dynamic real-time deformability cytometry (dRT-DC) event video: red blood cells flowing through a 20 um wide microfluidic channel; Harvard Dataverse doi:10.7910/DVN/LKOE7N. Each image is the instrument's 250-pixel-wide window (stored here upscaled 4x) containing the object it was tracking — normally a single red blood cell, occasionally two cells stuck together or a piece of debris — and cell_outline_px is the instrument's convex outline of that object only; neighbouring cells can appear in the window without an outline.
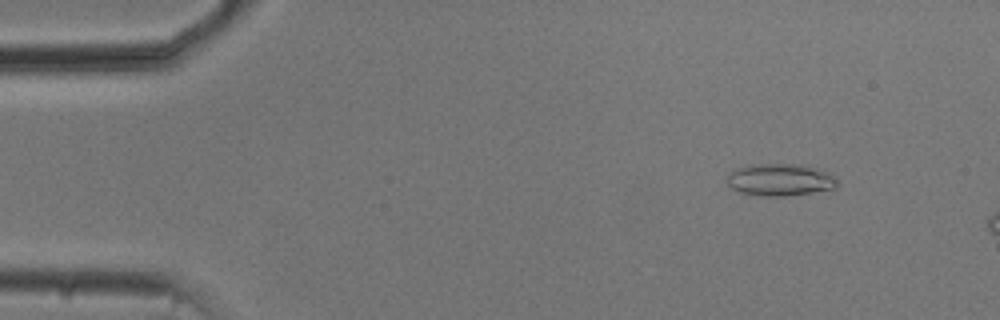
{"species": "common noctule bat (a hibernating species)", "species_latin": "Nyctalus noctula", "temperature_condition": "cold", "stored_images_in_passage": 28, "camera_frame_rate_fps": 3000, "um_per_image_px": 0.085, "animal": {"sex": "male", "body_mass_g": 20.5, "forearm_length_mm": 52.5}, "frame": {"image": 1, "passage_image": 6, "time_ms": 1.667, "image_size_px": [1000, 320], "cell_outline_px": [[840, 184], [836, 188], [812, 192], [784, 196], [764, 196], [740, 192], [732, 188], [728, 184], [728, 172], [736, 168], [752, 164], [800, 164], [832, 172], [836, 176]], "centroid_in_image_um": [66.37, 15.27], "position_along_channel_um": 18.6, "area_um2": 20.92}}
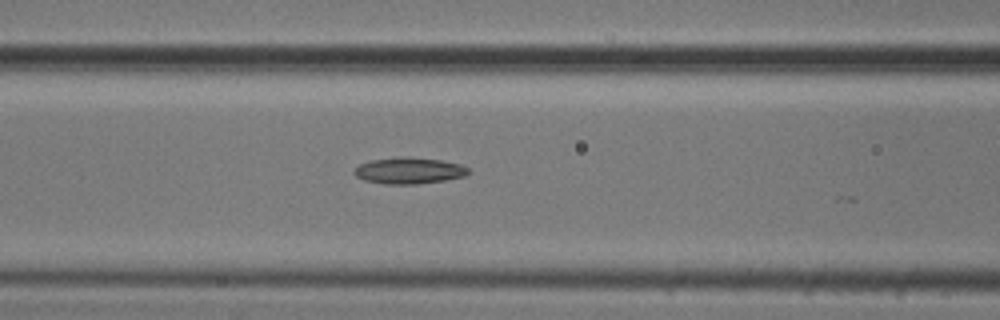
{"frame": {"image": 2, "passage_image": 22, "time_ms": 7.0, "image_size_px": [1000, 320], "cell_outline_px": [[472, 172], [464, 176], [444, 180], [416, 184], [384, 184], [364, 180], [356, 176], [352, 172], [360, 164], [368, 160], [404, 156], [408, 156], [440, 160], [460, 164], [468, 168]], "centroid_in_image_um": [34.75, 14.49], "position_along_channel_um": 131.8, "area_um2": 17.63}}
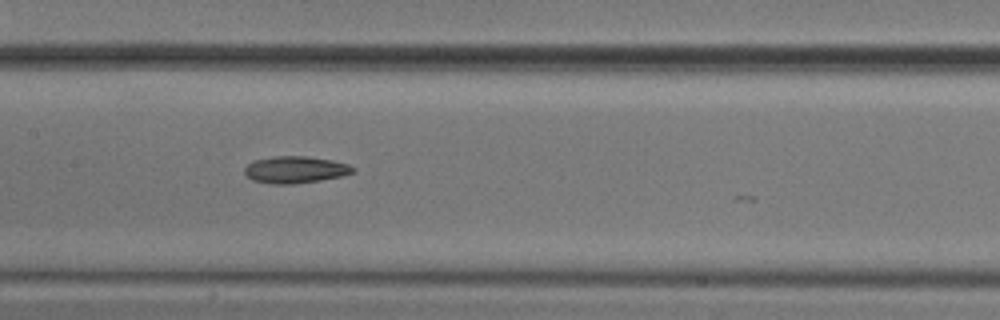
{"frame": {"image": 3, "passage_image": 26, "time_ms": 8.333, "image_size_px": [1000, 320], "cell_outline_px": [[356, 168], [352, 172], [344, 176], [320, 180], [292, 184], [276, 184], [252, 180], [244, 172], [244, 168], [248, 164], [256, 160], [272, 156], [308, 156], [332, 160], [348, 164]], "centroid_in_image_um": [25.12, 14.42], "position_along_channel_um": 182.3, "area_um2": 16.94}}